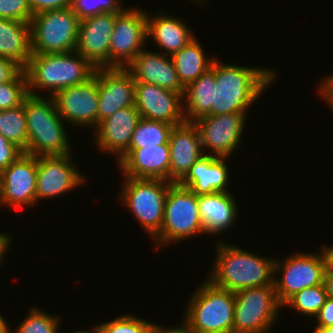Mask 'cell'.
Here are the masks:
<instances>
[{"label":"cell","mask_w":333,"mask_h":333,"mask_svg":"<svg viewBox=\"0 0 333 333\" xmlns=\"http://www.w3.org/2000/svg\"><path fill=\"white\" fill-rule=\"evenodd\" d=\"M170 182L178 183L202 157V142L194 122H184L172 128L169 135Z\"/></svg>","instance_id":"obj_19"},{"label":"cell","mask_w":333,"mask_h":333,"mask_svg":"<svg viewBox=\"0 0 333 333\" xmlns=\"http://www.w3.org/2000/svg\"><path fill=\"white\" fill-rule=\"evenodd\" d=\"M34 15L70 7L71 0H28Z\"/></svg>","instance_id":"obj_38"},{"label":"cell","mask_w":333,"mask_h":333,"mask_svg":"<svg viewBox=\"0 0 333 333\" xmlns=\"http://www.w3.org/2000/svg\"><path fill=\"white\" fill-rule=\"evenodd\" d=\"M147 13L124 9L115 20L110 37L109 68H126L142 50L147 39Z\"/></svg>","instance_id":"obj_11"},{"label":"cell","mask_w":333,"mask_h":333,"mask_svg":"<svg viewBox=\"0 0 333 333\" xmlns=\"http://www.w3.org/2000/svg\"><path fill=\"white\" fill-rule=\"evenodd\" d=\"M179 80L184 87L195 81L203 73L207 72L214 59H206L202 45L196 37L171 56Z\"/></svg>","instance_id":"obj_28"},{"label":"cell","mask_w":333,"mask_h":333,"mask_svg":"<svg viewBox=\"0 0 333 333\" xmlns=\"http://www.w3.org/2000/svg\"><path fill=\"white\" fill-rule=\"evenodd\" d=\"M24 71L29 95L39 96L33 92L36 87V89H48L51 91L48 96L52 97L59 90L85 83L94 76L96 67L77 51L32 53Z\"/></svg>","instance_id":"obj_3"},{"label":"cell","mask_w":333,"mask_h":333,"mask_svg":"<svg viewBox=\"0 0 333 333\" xmlns=\"http://www.w3.org/2000/svg\"><path fill=\"white\" fill-rule=\"evenodd\" d=\"M120 13H104L79 22L76 51L96 68H109L110 37Z\"/></svg>","instance_id":"obj_18"},{"label":"cell","mask_w":333,"mask_h":333,"mask_svg":"<svg viewBox=\"0 0 333 333\" xmlns=\"http://www.w3.org/2000/svg\"><path fill=\"white\" fill-rule=\"evenodd\" d=\"M28 96L27 76L22 69L11 81L0 83V110L23 105Z\"/></svg>","instance_id":"obj_32"},{"label":"cell","mask_w":333,"mask_h":333,"mask_svg":"<svg viewBox=\"0 0 333 333\" xmlns=\"http://www.w3.org/2000/svg\"><path fill=\"white\" fill-rule=\"evenodd\" d=\"M11 242V238L9 235L5 233H0V266L2 265V260L4 259L5 253L7 249H9V243Z\"/></svg>","instance_id":"obj_43"},{"label":"cell","mask_w":333,"mask_h":333,"mask_svg":"<svg viewBox=\"0 0 333 333\" xmlns=\"http://www.w3.org/2000/svg\"><path fill=\"white\" fill-rule=\"evenodd\" d=\"M327 298L323 284L307 287L293 295L283 306H290L301 315L315 316Z\"/></svg>","instance_id":"obj_31"},{"label":"cell","mask_w":333,"mask_h":333,"mask_svg":"<svg viewBox=\"0 0 333 333\" xmlns=\"http://www.w3.org/2000/svg\"><path fill=\"white\" fill-rule=\"evenodd\" d=\"M225 159L204 153L178 183L197 196L228 192L226 185L229 182V171Z\"/></svg>","instance_id":"obj_23"},{"label":"cell","mask_w":333,"mask_h":333,"mask_svg":"<svg viewBox=\"0 0 333 333\" xmlns=\"http://www.w3.org/2000/svg\"><path fill=\"white\" fill-rule=\"evenodd\" d=\"M120 0H71L70 8L83 20L104 13H121L125 8ZM123 7V8H122Z\"/></svg>","instance_id":"obj_34"},{"label":"cell","mask_w":333,"mask_h":333,"mask_svg":"<svg viewBox=\"0 0 333 333\" xmlns=\"http://www.w3.org/2000/svg\"><path fill=\"white\" fill-rule=\"evenodd\" d=\"M37 185V156L20 155L0 172V204L14 208L35 204Z\"/></svg>","instance_id":"obj_14"},{"label":"cell","mask_w":333,"mask_h":333,"mask_svg":"<svg viewBox=\"0 0 333 333\" xmlns=\"http://www.w3.org/2000/svg\"><path fill=\"white\" fill-rule=\"evenodd\" d=\"M73 333H97V332L94 331V330H93L92 332H91V331L89 332L88 330H85V331H82V330H81V331H78V330H77V331H75V332H73Z\"/></svg>","instance_id":"obj_48"},{"label":"cell","mask_w":333,"mask_h":333,"mask_svg":"<svg viewBox=\"0 0 333 333\" xmlns=\"http://www.w3.org/2000/svg\"><path fill=\"white\" fill-rule=\"evenodd\" d=\"M117 163L125 177L170 181L169 144L128 149Z\"/></svg>","instance_id":"obj_21"},{"label":"cell","mask_w":333,"mask_h":333,"mask_svg":"<svg viewBox=\"0 0 333 333\" xmlns=\"http://www.w3.org/2000/svg\"><path fill=\"white\" fill-rule=\"evenodd\" d=\"M173 183L163 179L126 177L125 185L121 187L120 200L152 238L161 231L165 201Z\"/></svg>","instance_id":"obj_6"},{"label":"cell","mask_w":333,"mask_h":333,"mask_svg":"<svg viewBox=\"0 0 333 333\" xmlns=\"http://www.w3.org/2000/svg\"><path fill=\"white\" fill-rule=\"evenodd\" d=\"M41 309L32 308L25 320L18 326L14 333H59V318L51 316Z\"/></svg>","instance_id":"obj_35"},{"label":"cell","mask_w":333,"mask_h":333,"mask_svg":"<svg viewBox=\"0 0 333 333\" xmlns=\"http://www.w3.org/2000/svg\"><path fill=\"white\" fill-rule=\"evenodd\" d=\"M183 95L154 84L135 82V108L141 118L173 126L186 122Z\"/></svg>","instance_id":"obj_16"},{"label":"cell","mask_w":333,"mask_h":333,"mask_svg":"<svg viewBox=\"0 0 333 333\" xmlns=\"http://www.w3.org/2000/svg\"><path fill=\"white\" fill-rule=\"evenodd\" d=\"M0 315V333H11L7 321Z\"/></svg>","instance_id":"obj_46"},{"label":"cell","mask_w":333,"mask_h":333,"mask_svg":"<svg viewBox=\"0 0 333 333\" xmlns=\"http://www.w3.org/2000/svg\"><path fill=\"white\" fill-rule=\"evenodd\" d=\"M327 297L333 299V272H324L323 280Z\"/></svg>","instance_id":"obj_45"},{"label":"cell","mask_w":333,"mask_h":333,"mask_svg":"<svg viewBox=\"0 0 333 333\" xmlns=\"http://www.w3.org/2000/svg\"><path fill=\"white\" fill-rule=\"evenodd\" d=\"M27 153L33 156L71 154L70 142L51 96L29 95L24 100Z\"/></svg>","instance_id":"obj_4"},{"label":"cell","mask_w":333,"mask_h":333,"mask_svg":"<svg viewBox=\"0 0 333 333\" xmlns=\"http://www.w3.org/2000/svg\"><path fill=\"white\" fill-rule=\"evenodd\" d=\"M215 260L208 280L219 288L237 292L245 288L274 284L275 259L218 243Z\"/></svg>","instance_id":"obj_2"},{"label":"cell","mask_w":333,"mask_h":333,"mask_svg":"<svg viewBox=\"0 0 333 333\" xmlns=\"http://www.w3.org/2000/svg\"><path fill=\"white\" fill-rule=\"evenodd\" d=\"M98 124L117 110L135 106V81L126 68H97Z\"/></svg>","instance_id":"obj_17"},{"label":"cell","mask_w":333,"mask_h":333,"mask_svg":"<svg viewBox=\"0 0 333 333\" xmlns=\"http://www.w3.org/2000/svg\"><path fill=\"white\" fill-rule=\"evenodd\" d=\"M318 320V326L320 328H327L333 326V299L327 297L324 305L320 308L315 315Z\"/></svg>","instance_id":"obj_39"},{"label":"cell","mask_w":333,"mask_h":333,"mask_svg":"<svg viewBox=\"0 0 333 333\" xmlns=\"http://www.w3.org/2000/svg\"><path fill=\"white\" fill-rule=\"evenodd\" d=\"M205 281L192 294L182 324L192 333H233L235 292Z\"/></svg>","instance_id":"obj_5"},{"label":"cell","mask_w":333,"mask_h":333,"mask_svg":"<svg viewBox=\"0 0 333 333\" xmlns=\"http://www.w3.org/2000/svg\"><path fill=\"white\" fill-rule=\"evenodd\" d=\"M31 56V24L0 18V57L24 70Z\"/></svg>","instance_id":"obj_25"},{"label":"cell","mask_w":333,"mask_h":333,"mask_svg":"<svg viewBox=\"0 0 333 333\" xmlns=\"http://www.w3.org/2000/svg\"><path fill=\"white\" fill-rule=\"evenodd\" d=\"M0 133L27 153V125L23 105L0 110Z\"/></svg>","instance_id":"obj_30"},{"label":"cell","mask_w":333,"mask_h":333,"mask_svg":"<svg viewBox=\"0 0 333 333\" xmlns=\"http://www.w3.org/2000/svg\"><path fill=\"white\" fill-rule=\"evenodd\" d=\"M71 154L37 156V185L35 203L39 199L58 196L85 181L74 167Z\"/></svg>","instance_id":"obj_15"},{"label":"cell","mask_w":333,"mask_h":333,"mask_svg":"<svg viewBox=\"0 0 333 333\" xmlns=\"http://www.w3.org/2000/svg\"><path fill=\"white\" fill-rule=\"evenodd\" d=\"M314 333H333V326L327 328L316 327Z\"/></svg>","instance_id":"obj_47"},{"label":"cell","mask_w":333,"mask_h":333,"mask_svg":"<svg viewBox=\"0 0 333 333\" xmlns=\"http://www.w3.org/2000/svg\"><path fill=\"white\" fill-rule=\"evenodd\" d=\"M79 18L70 7L32 16L31 52L37 54L76 51Z\"/></svg>","instance_id":"obj_7"},{"label":"cell","mask_w":333,"mask_h":333,"mask_svg":"<svg viewBox=\"0 0 333 333\" xmlns=\"http://www.w3.org/2000/svg\"><path fill=\"white\" fill-rule=\"evenodd\" d=\"M245 113L206 115L194 122L202 142V148L211 150L209 155L227 158L241 143L245 125ZM209 148V149H208Z\"/></svg>","instance_id":"obj_13"},{"label":"cell","mask_w":333,"mask_h":333,"mask_svg":"<svg viewBox=\"0 0 333 333\" xmlns=\"http://www.w3.org/2000/svg\"><path fill=\"white\" fill-rule=\"evenodd\" d=\"M58 114L73 125L98 126L97 68L85 83L59 90L52 96Z\"/></svg>","instance_id":"obj_12"},{"label":"cell","mask_w":333,"mask_h":333,"mask_svg":"<svg viewBox=\"0 0 333 333\" xmlns=\"http://www.w3.org/2000/svg\"><path fill=\"white\" fill-rule=\"evenodd\" d=\"M203 232L198 196L189 188L173 183L166 197L161 231L153 239L160 247Z\"/></svg>","instance_id":"obj_8"},{"label":"cell","mask_w":333,"mask_h":333,"mask_svg":"<svg viewBox=\"0 0 333 333\" xmlns=\"http://www.w3.org/2000/svg\"><path fill=\"white\" fill-rule=\"evenodd\" d=\"M146 34L147 38L150 35L165 50L167 56H172L194 38L182 20L165 14L150 17L147 13Z\"/></svg>","instance_id":"obj_26"},{"label":"cell","mask_w":333,"mask_h":333,"mask_svg":"<svg viewBox=\"0 0 333 333\" xmlns=\"http://www.w3.org/2000/svg\"><path fill=\"white\" fill-rule=\"evenodd\" d=\"M154 333H192L190 330H188L183 324L177 327H173V328H168V329H164L161 326L157 325Z\"/></svg>","instance_id":"obj_44"},{"label":"cell","mask_w":333,"mask_h":333,"mask_svg":"<svg viewBox=\"0 0 333 333\" xmlns=\"http://www.w3.org/2000/svg\"><path fill=\"white\" fill-rule=\"evenodd\" d=\"M172 124L140 118L132 134L128 149H139L168 144Z\"/></svg>","instance_id":"obj_29"},{"label":"cell","mask_w":333,"mask_h":333,"mask_svg":"<svg viewBox=\"0 0 333 333\" xmlns=\"http://www.w3.org/2000/svg\"><path fill=\"white\" fill-rule=\"evenodd\" d=\"M282 270V278H274L275 292L283 306L301 290L323 284L325 259L320 254H294L283 263L275 259L274 272Z\"/></svg>","instance_id":"obj_10"},{"label":"cell","mask_w":333,"mask_h":333,"mask_svg":"<svg viewBox=\"0 0 333 333\" xmlns=\"http://www.w3.org/2000/svg\"><path fill=\"white\" fill-rule=\"evenodd\" d=\"M156 324L132 315L120 316L94 328L97 333H154Z\"/></svg>","instance_id":"obj_33"},{"label":"cell","mask_w":333,"mask_h":333,"mask_svg":"<svg viewBox=\"0 0 333 333\" xmlns=\"http://www.w3.org/2000/svg\"><path fill=\"white\" fill-rule=\"evenodd\" d=\"M236 205L229 192L199 195L198 207L204 233L217 235L231 227L237 218Z\"/></svg>","instance_id":"obj_24"},{"label":"cell","mask_w":333,"mask_h":333,"mask_svg":"<svg viewBox=\"0 0 333 333\" xmlns=\"http://www.w3.org/2000/svg\"><path fill=\"white\" fill-rule=\"evenodd\" d=\"M33 15L28 0H0V18L31 23Z\"/></svg>","instance_id":"obj_36"},{"label":"cell","mask_w":333,"mask_h":333,"mask_svg":"<svg viewBox=\"0 0 333 333\" xmlns=\"http://www.w3.org/2000/svg\"><path fill=\"white\" fill-rule=\"evenodd\" d=\"M21 70L12 60L0 57V83L11 81Z\"/></svg>","instance_id":"obj_40"},{"label":"cell","mask_w":333,"mask_h":333,"mask_svg":"<svg viewBox=\"0 0 333 333\" xmlns=\"http://www.w3.org/2000/svg\"><path fill=\"white\" fill-rule=\"evenodd\" d=\"M323 82L320 84L319 93L322 95V98L324 97L326 99L328 106H330L333 110V75L328 76L327 78L325 77Z\"/></svg>","instance_id":"obj_41"},{"label":"cell","mask_w":333,"mask_h":333,"mask_svg":"<svg viewBox=\"0 0 333 333\" xmlns=\"http://www.w3.org/2000/svg\"><path fill=\"white\" fill-rule=\"evenodd\" d=\"M321 252L325 259V272H333V246L324 247Z\"/></svg>","instance_id":"obj_42"},{"label":"cell","mask_w":333,"mask_h":333,"mask_svg":"<svg viewBox=\"0 0 333 333\" xmlns=\"http://www.w3.org/2000/svg\"><path fill=\"white\" fill-rule=\"evenodd\" d=\"M24 151L16 144L8 141L0 133V172L9 167Z\"/></svg>","instance_id":"obj_37"},{"label":"cell","mask_w":333,"mask_h":333,"mask_svg":"<svg viewBox=\"0 0 333 333\" xmlns=\"http://www.w3.org/2000/svg\"><path fill=\"white\" fill-rule=\"evenodd\" d=\"M140 118L135 106H129L102 120L95 128L98 148L112 154L116 153L120 160L128 151L132 134Z\"/></svg>","instance_id":"obj_22"},{"label":"cell","mask_w":333,"mask_h":333,"mask_svg":"<svg viewBox=\"0 0 333 333\" xmlns=\"http://www.w3.org/2000/svg\"><path fill=\"white\" fill-rule=\"evenodd\" d=\"M281 307L274 284L235 292L233 333L270 331Z\"/></svg>","instance_id":"obj_9"},{"label":"cell","mask_w":333,"mask_h":333,"mask_svg":"<svg viewBox=\"0 0 333 333\" xmlns=\"http://www.w3.org/2000/svg\"><path fill=\"white\" fill-rule=\"evenodd\" d=\"M126 69L132 74L135 82L154 84L184 94L185 87L179 80L171 56L142 49Z\"/></svg>","instance_id":"obj_20"},{"label":"cell","mask_w":333,"mask_h":333,"mask_svg":"<svg viewBox=\"0 0 333 333\" xmlns=\"http://www.w3.org/2000/svg\"><path fill=\"white\" fill-rule=\"evenodd\" d=\"M215 82V60L211 68L185 87L183 99L186 105L184 115L186 122H195L211 112L213 86Z\"/></svg>","instance_id":"obj_27"},{"label":"cell","mask_w":333,"mask_h":333,"mask_svg":"<svg viewBox=\"0 0 333 333\" xmlns=\"http://www.w3.org/2000/svg\"><path fill=\"white\" fill-rule=\"evenodd\" d=\"M275 74L267 68L222 64L215 59L216 85L213 86L212 108L208 115L246 113L272 83Z\"/></svg>","instance_id":"obj_1"}]
</instances>
